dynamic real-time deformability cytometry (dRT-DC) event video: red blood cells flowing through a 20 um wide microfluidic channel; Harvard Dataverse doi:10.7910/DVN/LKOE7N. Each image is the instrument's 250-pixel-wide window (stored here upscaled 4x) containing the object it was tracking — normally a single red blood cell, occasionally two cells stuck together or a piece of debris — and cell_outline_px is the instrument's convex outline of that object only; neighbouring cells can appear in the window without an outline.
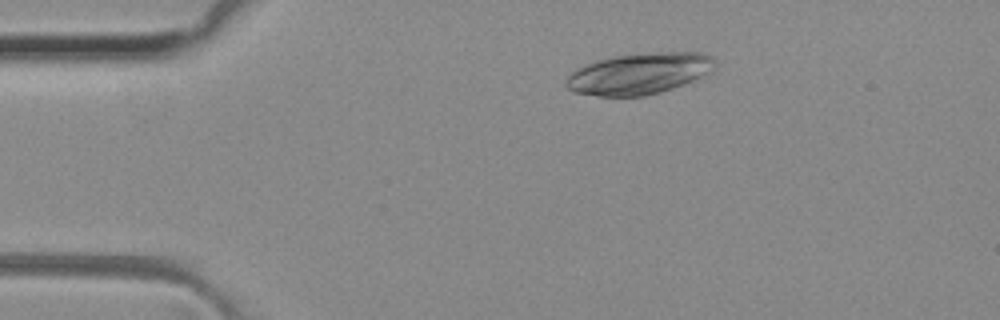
{"species": "common noctule bat (a hibernating species)", "species_latin": "Nyctalus noctula", "temperature_condition": "room temperature", "stored_images_in_passage": 47, "camera_frame_rate_fps": 3000, "um_per_image_px": 0.085, "animal": {"sex": "female", "body_mass_g": 29.2, "forearm_length_mm": 56.3}, "frame": {"image": 1, "passage_image": 6, "time_ms": 1.667, "image_size_px": [1000, 320], "cell_outline_px": [[716, 68], [692, 80], [672, 88], [660, 92], [644, 96], [596, 96], [572, 92], [564, 84], [568, 76], [576, 68], [596, 60], [612, 56], [656, 52], [700, 52], [712, 56], [716, 60]], "centroid_in_image_um": [54.3, 6.25], "position_along_channel_um": 30.7, "area_um2": 35.84}}
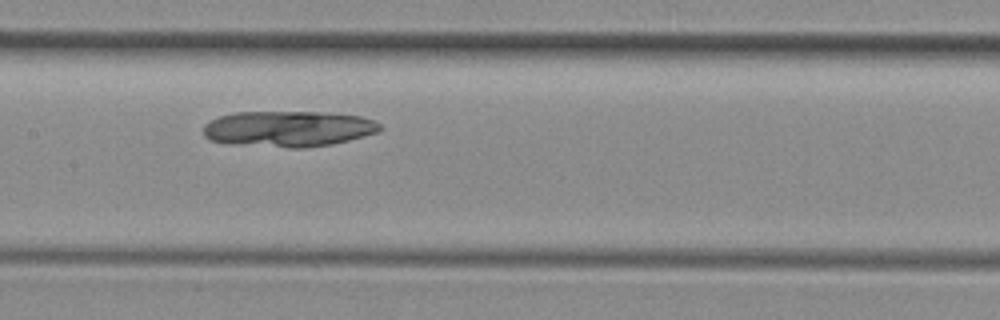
{"frame": {"image": 2, "passage_image": 21, "time_ms": 6.667, "image_size_px": [1000, 320], "cell_outline_px": [[384, 128], [380, 132], [332, 144], [304, 148], [288, 148], [228, 144], [208, 140], [204, 136], [204, 124], [220, 116], [236, 112], [328, 112], [360, 116], [372, 120], [380, 124]], "centroid_in_image_um": [24.51, 10.96], "position_along_channel_um": 182.9, "area_um2": 37.28}}
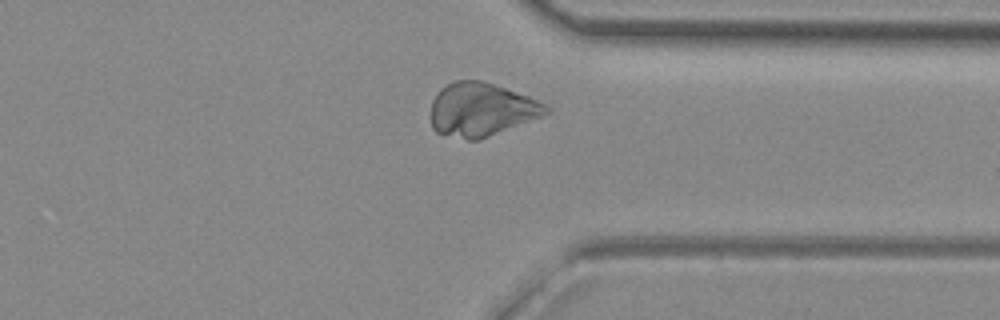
{"frame": {"image": 3, "passage_image": 35, "time_ms": 11.333, "image_size_px": [1000, 320], "cell_outline_px": [[548, 112], [540, 116], [480, 140], [468, 140], [436, 132], [432, 128], [432, 100], [440, 88], [452, 80], [480, 80], [528, 96], [544, 104], [548, 108]], "centroid_in_image_um": [40.85, 9.31], "position_along_channel_um": 370.5, "area_um2": 35.37}}